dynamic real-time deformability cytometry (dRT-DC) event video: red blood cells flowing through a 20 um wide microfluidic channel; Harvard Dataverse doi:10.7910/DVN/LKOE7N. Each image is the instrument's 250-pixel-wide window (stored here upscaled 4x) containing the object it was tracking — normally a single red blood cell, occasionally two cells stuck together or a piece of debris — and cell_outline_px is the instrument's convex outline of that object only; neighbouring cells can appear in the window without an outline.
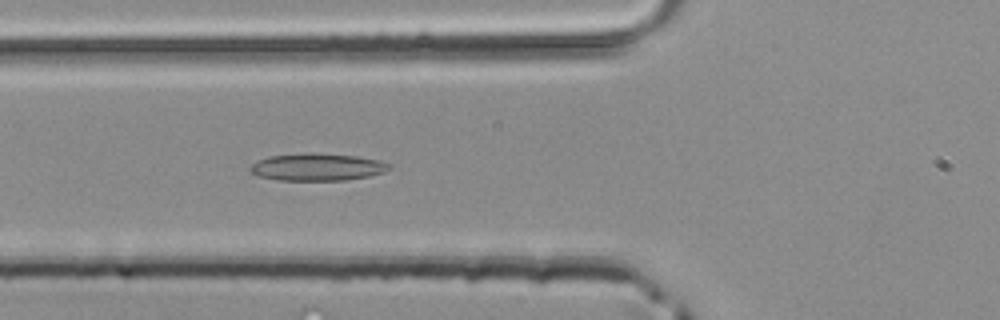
{"species": "common noctule bat (a hibernating species)", "species_latin": "Nyctalus noctula", "temperature_condition": "room temperature", "stored_images_in_passage": 19, "camera_frame_rate_fps": 3000, "um_per_image_px": 0.085, "animal": {"sex": "male", "body_mass_g": 20.4}, "frame": {"image": 1, "passage_image": 6, "time_ms": 1.667, "image_size_px": [1000, 320], "cell_outline_px": [[392, 168], [384, 172], [368, 176], [344, 180], [276, 180], [260, 176], [252, 172], [252, 164], [256, 160], [268, 156], [356, 156], [380, 160], [392, 164]], "centroid_in_image_um": [27.04, 14.25], "position_along_channel_um": 98.8, "area_um2": 20.87}}
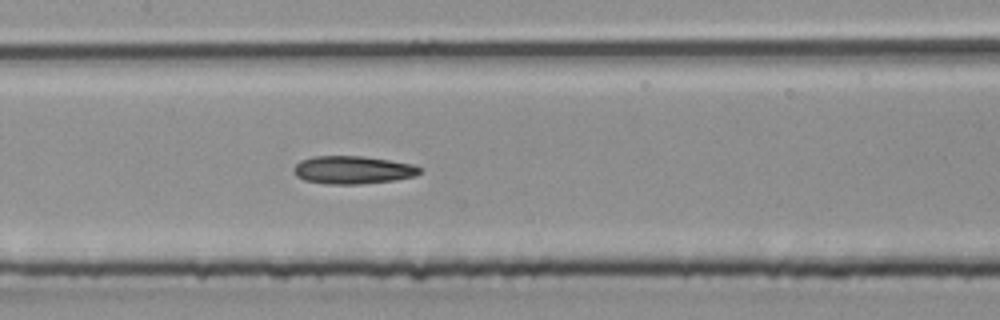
{"frame": {"image": 2, "passage_image": 11, "time_ms": 3.333, "image_size_px": [1000, 320], "cell_outline_px": [[424, 168], [416, 176], [396, 180], [360, 184], [324, 184], [304, 180], [296, 176], [292, 172], [292, 168], [300, 160], [316, 156], [364, 156], [392, 160], [416, 164]], "centroid_in_image_um": [30.02, 14.44], "position_along_channel_um": 177.4, "area_um2": 20.98}}
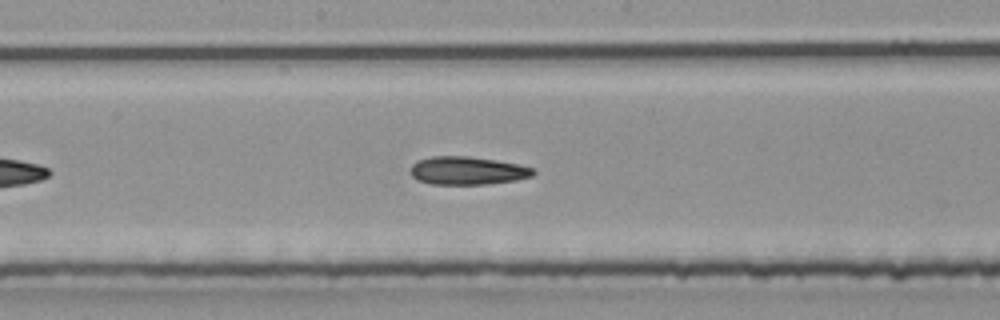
{"frame": {"image": 3, "passage_image": 13, "time_ms": 4.0, "image_size_px": [1000, 320], "cell_outline_px": [[536, 172], [532, 176], [516, 180], [484, 184], [432, 184], [416, 180], [408, 172], [412, 164], [416, 160], [432, 156], [468, 156], [496, 160], [520, 164], [532, 168]], "centroid_in_image_um": [39.68, 14.5], "position_along_channel_um": 208.5, "area_um2": 20.29}}